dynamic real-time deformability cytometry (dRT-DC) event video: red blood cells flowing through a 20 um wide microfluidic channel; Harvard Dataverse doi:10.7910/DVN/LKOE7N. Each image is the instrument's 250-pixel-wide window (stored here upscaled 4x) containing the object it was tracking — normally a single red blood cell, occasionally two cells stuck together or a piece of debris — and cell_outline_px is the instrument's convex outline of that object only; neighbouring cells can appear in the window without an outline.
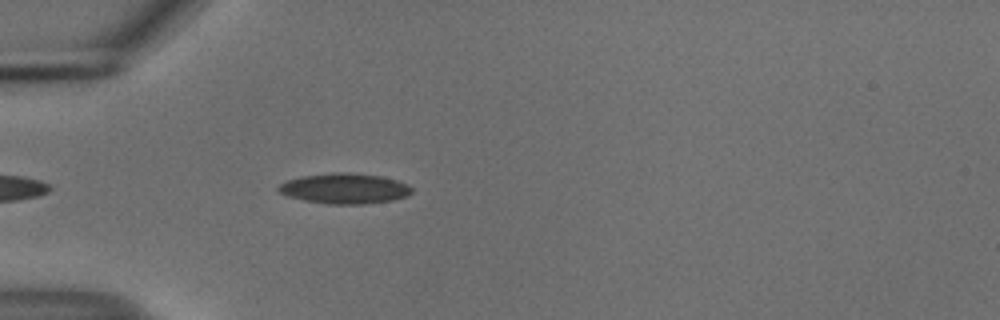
{"species": "common noctule bat (a hibernating species)", "species_latin": "Nyctalus noctula", "temperature_condition": "cold", "stored_images_in_passage": 40, "camera_frame_rate_fps": 3000, "um_per_image_px": 0.085, "animal": {"sex": "male", "body_mass_g": 18.8}, "frame": {"image": 1, "passage_image": 4, "time_ms": 1.0, "image_size_px": [1000, 320], "cell_outline_px": [[412, 192], [408, 196], [392, 200], [364, 204], [328, 204], [304, 200], [288, 196], [280, 192], [276, 188], [280, 184], [288, 180], [304, 176], [332, 172], [348, 172], [380, 176], [396, 180], [408, 184], [412, 188]], "centroid_in_image_um": [29.31, 16.02], "position_along_channel_um": 55.7, "area_um2": 23.52}}
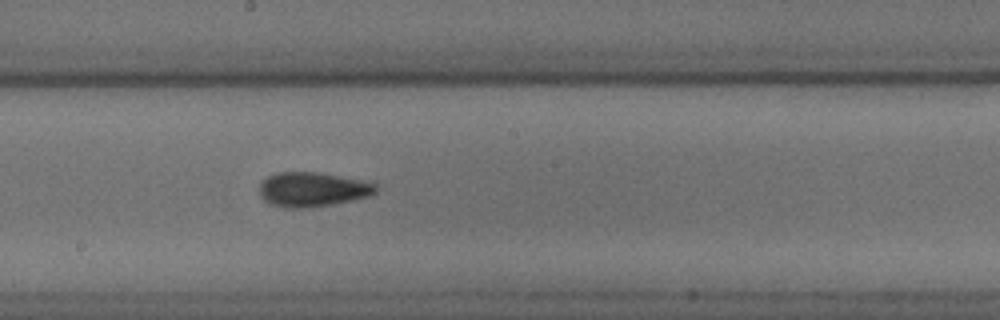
{"frame": {"image": 2, "passage_image": 18, "time_ms": 5.667, "image_size_px": [1000, 320], "cell_outline_px": [[380, 188], [372, 196], [332, 204], [304, 208], [284, 208], [272, 204], [264, 200], [260, 196], [260, 180], [276, 172], [316, 172], [360, 180], [376, 184]], "centroid_in_image_um": [26.55, 16.1], "position_along_channel_um": 221.6, "area_um2": 23.47}}
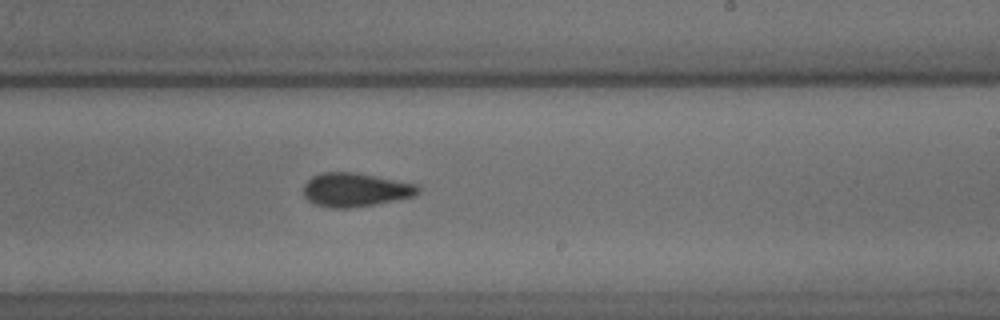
{"frame": {"image": 3, "passage_image": 21, "time_ms": 6.667, "image_size_px": [1000, 320], "cell_outline_px": [[420, 192], [412, 196], [372, 204], [348, 208], [332, 208], [316, 204], [308, 200], [304, 196], [304, 184], [312, 176], [320, 172], [356, 172], [416, 184], [420, 188]], "centroid_in_image_um": [30.16, 16.11], "position_along_channel_um": 258.8, "area_um2": 22.25}, "authors_computed_cell_mechanics": {"area_um2": 22.1085, "velocity_mm_per_s": 3.7365, "shape_relaxation_time_tau1_ms": 4.3509, "shape_relaxation_time_tau2_ms": 3.3293, "deformation_change_tau1": 0.1174, "deformation_change_tau2": 0.0926}}